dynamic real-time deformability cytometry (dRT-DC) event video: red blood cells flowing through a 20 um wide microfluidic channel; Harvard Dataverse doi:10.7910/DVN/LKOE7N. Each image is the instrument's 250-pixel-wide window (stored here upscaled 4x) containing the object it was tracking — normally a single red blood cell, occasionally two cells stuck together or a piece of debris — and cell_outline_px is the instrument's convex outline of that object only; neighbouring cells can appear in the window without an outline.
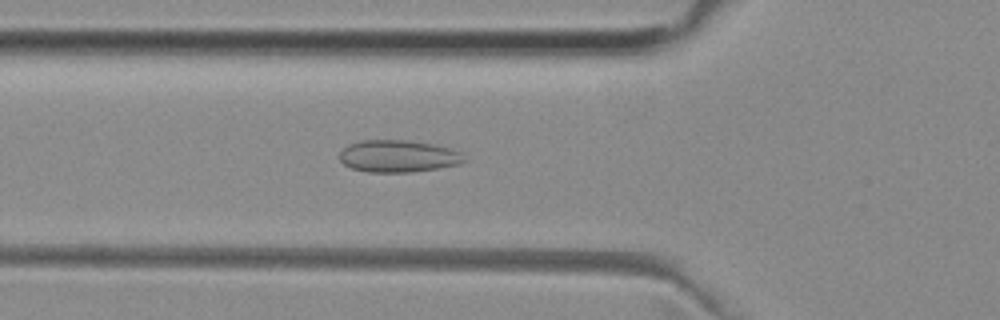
{"species": "common noctule bat (a hibernating species)", "species_latin": "Nyctalus noctula", "temperature_condition": "room temperature", "stored_images_in_passage": 47, "camera_frame_rate_fps": 3000, "um_per_image_px": 0.085, "animal": {"sex": "female", "body_mass_g": 29.2, "forearm_length_mm": 56.3}, "frame": {"image": 1, "passage_image": 13, "time_ms": 4.0, "image_size_px": [1000, 320], "cell_outline_px": [[468, 160], [460, 164], [440, 168], [412, 172], [368, 172], [352, 168], [344, 164], [340, 160], [340, 152], [348, 144], [364, 140], [404, 140], [436, 144], [452, 148], [460, 152]], "centroid_in_image_um": [33.9, 13.27], "position_along_channel_um": 91.9, "area_um2": 23.52}}
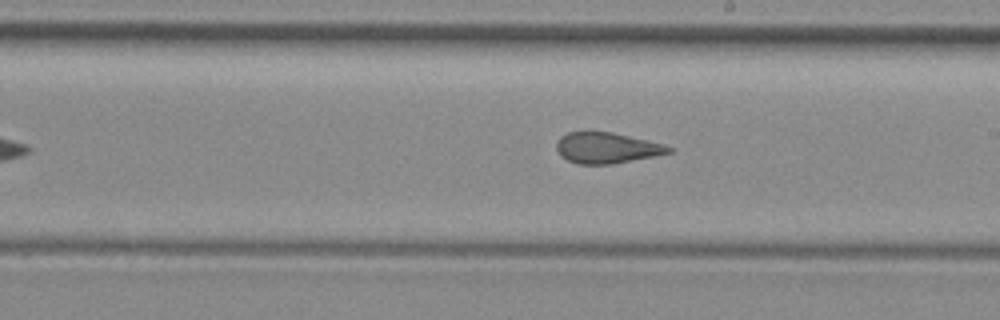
{"frame": {"image": 2, "passage_image": 24, "time_ms": 7.667, "image_size_px": [1000, 320], "cell_outline_px": [[672, 152], [656, 156], [612, 164], [580, 164], [568, 160], [556, 148], [556, 144], [560, 136], [568, 132], [612, 132], [648, 140], [664, 144], [672, 148]], "centroid_in_image_um": [51.61, 12.57], "position_along_channel_um": 237.4, "area_um2": 20.0}}
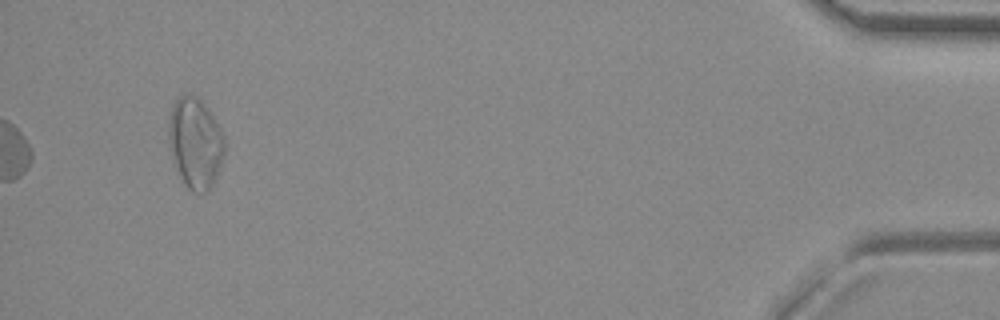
{"frame": {"image": 3, "passage_image": 44, "time_ms": 14.333, "image_size_px": [1000, 320], "cell_outline_px": [[224, 156], [216, 176], [208, 192], [192, 192], [188, 188], [168, 148], [168, 124], [172, 104], [180, 96], [196, 96], [204, 104], [216, 120], [224, 136]], "centroid_in_image_um": [16.6, 12.14], "position_along_channel_um": 418.6, "area_um2": 29.13}, "authors_computed_cell_mechanics": {"area_um2": 22.9466, "velocity_mm_per_s": 3.9508, "shape_relaxation_time_tau1_ms": null, "shape_relaxation_time_tau2_ms": 1.4452, "deformation_change_tau1": null, "deformation_change_tau2": 0.0894}}